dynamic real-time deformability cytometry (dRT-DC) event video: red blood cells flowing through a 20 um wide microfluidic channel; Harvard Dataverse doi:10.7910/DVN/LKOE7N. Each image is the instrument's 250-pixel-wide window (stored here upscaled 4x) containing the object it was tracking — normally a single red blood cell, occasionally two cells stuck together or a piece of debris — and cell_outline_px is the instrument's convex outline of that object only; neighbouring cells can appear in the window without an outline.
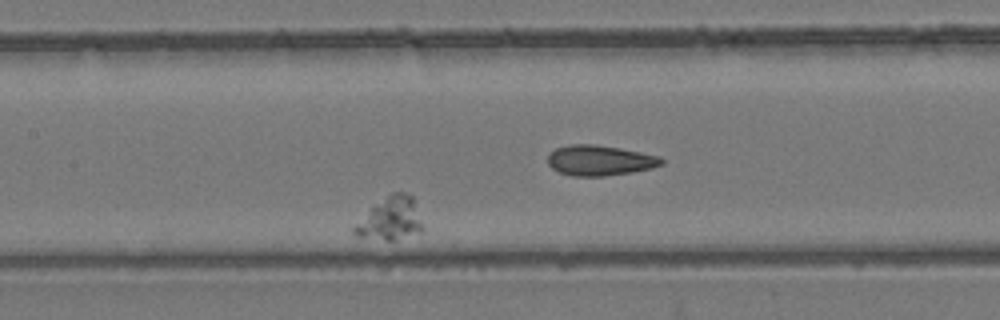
{"species": "common noctule bat (a hibernating species)", "species_latin": "Nyctalus noctula", "temperature_condition": "room temperature", "stored_images_in_passage": 8, "camera_frame_rate_fps": 3000, "um_per_image_px": 0.085, "animal": {"sex": "female", "body_mass_g": 24.6, "forearm_length_mm": 56.2}, "frame": {"image": 1, "passage_image": 7, "time_ms": 7.667, "image_size_px": [1000, 320], "cell_outline_px": [[420, 232], [396, 240], [384, 240], [356, 236], [352, 232], [352, 228], [372, 208], [392, 192], [404, 192], [412, 196], [420, 224]], "centroid_in_image_um": [33.15, 18.62], "position_along_channel_um": 174.3, "area_um2": 16.24}}